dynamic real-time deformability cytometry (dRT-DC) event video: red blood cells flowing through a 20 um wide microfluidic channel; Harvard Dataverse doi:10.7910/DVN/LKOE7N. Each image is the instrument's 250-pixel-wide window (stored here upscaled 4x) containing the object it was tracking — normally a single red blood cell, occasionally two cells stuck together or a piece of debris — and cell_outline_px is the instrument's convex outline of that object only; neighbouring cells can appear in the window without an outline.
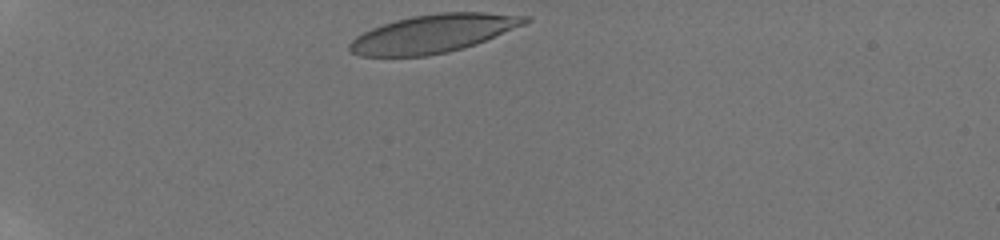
{"species": "human", "species_latin": "Homo sapiens", "temperature_condition": "room temperature", "stored_images_in_passage": 34, "camera_frame_rate_fps": 3000, "um_per_image_px": 0.085, "donor": {"sex": "male"}, "frame": {"image": 1, "passage_image": 1, "time_ms": 0.0, "image_size_px": [1000, 240], "cell_outline_px": [[532, 20], [524, 24], [476, 44], [464, 48], [448, 52], [428, 56], [360, 56], [352, 52], [348, 48], [348, 44], [356, 36], [372, 28], [396, 20], [412, 16], [440, 12], [484, 12], [528, 16]], "centroid_in_image_um": [36.83, 2.85], "position_along_channel_um": 48.2, "area_um2": 38.84}}
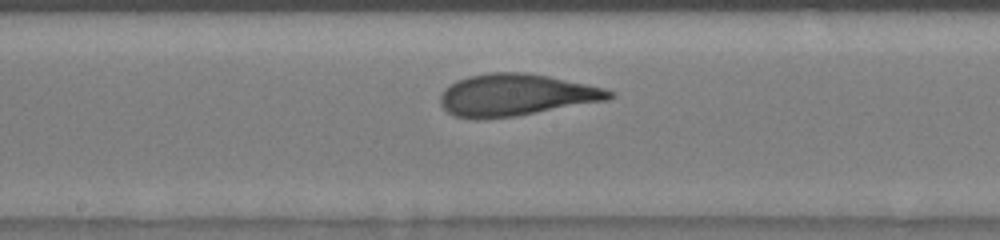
{"frame": {"image": 2, "passage_image": 17, "time_ms": 5.333, "image_size_px": [1000, 240], "cell_outline_px": [[616, 96], [608, 100], [516, 116], [484, 120], [476, 120], [452, 116], [440, 104], [440, 92], [444, 88], [456, 80], [468, 76], [488, 72], [524, 72], [548, 76], [604, 88], [616, 92]], "centroid_in_image_um": [43.81, 8.08], "position_along_channel_um": 204.4, "area_um2": 41.79}}
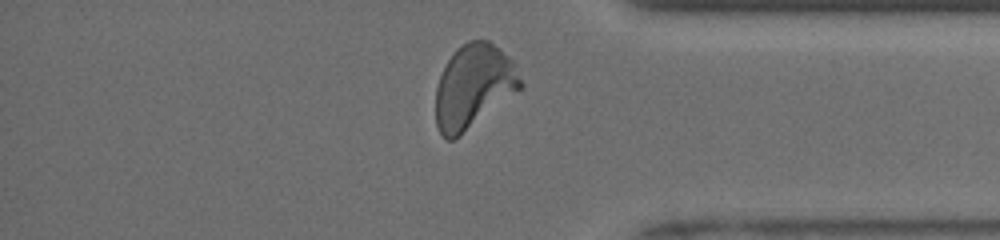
{"frame": {"image": 3, "passage_image": 32, "time_ms": 10.333, "image_size_px": [1000, 240], "cell_outline_px": [[524, 88], [460, 136], [452, 140], [448, 140], [440, 132], [436, 124], [436, 88], [440, 76], [448, 60], [456, 48], [468, 40], [488, 40], [500, 48], [512, 60], [524, 84]], "centroid_in_image_um": [40.28, 7.34], "position_along_channel_um": 394.9, "area_um2": 41.62}, "authors_computed_cell_mechanics": {"area_um2": 40.6045, "velocity_mm_per_s": 3.9421, "shape_relaxation_time_tau1_ms": 3.3181, "shape_relaxation_time_tau2_ms": 0.7496, "deformation_change_tau1": 0.1709, "deformation_change_tau2": 0.0684}}